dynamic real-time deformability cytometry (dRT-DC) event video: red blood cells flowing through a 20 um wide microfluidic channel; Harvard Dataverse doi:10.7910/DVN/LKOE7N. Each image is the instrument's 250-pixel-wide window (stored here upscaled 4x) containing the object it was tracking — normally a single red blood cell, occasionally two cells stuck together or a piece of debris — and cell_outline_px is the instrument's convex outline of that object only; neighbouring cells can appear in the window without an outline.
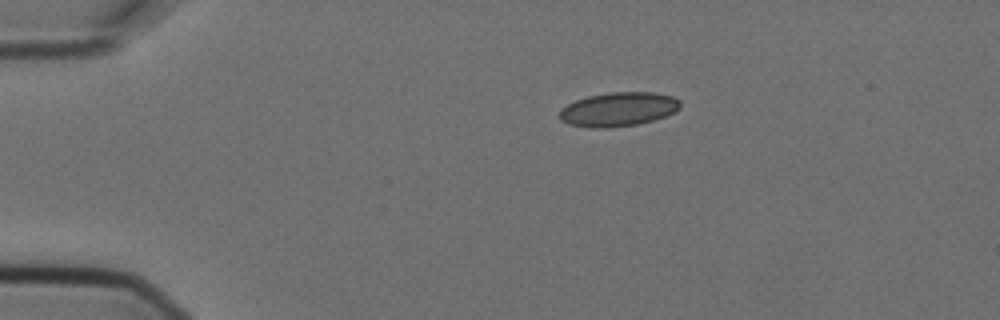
{"species": "Egyptian fruit bat (a non-hibernating species)", "species_latin": "Rousettus aegyptiacus", "temperature_condition": "cold", "stored_images_in_passage": 13, "camera_frame_rate_fps": 3000, "um_per_image_px": 0.085, "animal": {"sex": "female"}, "frame": {"image": 1, "passage_image": 1, "time_ms": 0.0, "image_size_px": [1000, 320], "cell_outline_px": [[680, 108], [664, 116], [652, 120], [636, 124], [608, 128], [592, 128], [568, 124], [560, 120], [560, 112], [568, 104], [576, 100], [588, 96], [612, 92], [652, 92], [672, 96], [680, 100]], "centroid_in_image_um": [52.56, 9.29], "position_along_channel_um": 32.4, "area_um2": 23.7}}
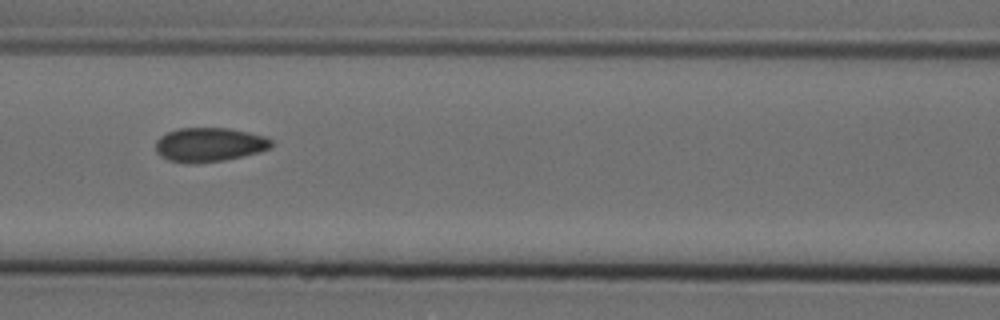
{"frame": {"image": 2, "passage_image": 5, "time_ms": 1.333, "image_size_px": [1000, 320], "cell_outline_px": [[272, 148], [260, 152], [244, 156], [224, 160], [196, 164], [192, 164], [168, 160], [160, 156], [156, 152], [156, 140], [160, 136], [168, 132], [180, 128], [228, 128], [248, 132], [264, 136], [272, 140]], "centroid_in_image_um": [17.8, 12.31], "position_along_channel_um": 148.8, "area_um2": 23.18}}
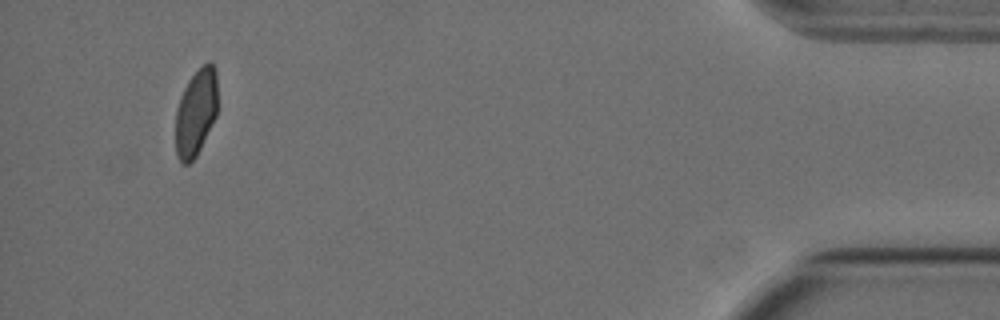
{"frame": {"image": 3, "passage_image": 12, "time_ms": 3.667, "image_size_px": [1000, 320], "cell_outline_px": [[216, 116], [196, 156], [188, 164], [180, 164], [176, 156], [176, 108], [180, 96], [188, 80], [208, 60], [212, 60], [216, 68]], "centroid_in_image_um": [16.64, 9.55], "position_along_channel_um": 418.6, "area_um2": 21.27}}